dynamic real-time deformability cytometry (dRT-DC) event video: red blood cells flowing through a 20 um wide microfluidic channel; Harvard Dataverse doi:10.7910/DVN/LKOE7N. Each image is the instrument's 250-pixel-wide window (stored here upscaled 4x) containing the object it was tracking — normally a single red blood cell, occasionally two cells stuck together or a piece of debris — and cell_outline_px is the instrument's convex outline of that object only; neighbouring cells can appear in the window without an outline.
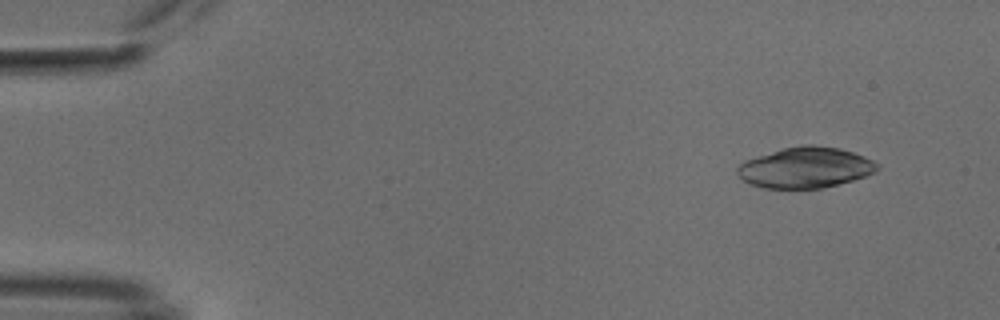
{"species": "common noctule bat (a hibernating species)", "species_latin": "Nyctalus noctula", "temperature_condition": "cold", "stored_images_in_passage": 53, "camera_frame_rate_fps": 3000, "um_per_image_px": 0.085, "animal": {"sex": "male", "body_mass_g": 18.8}, "frame": {"image": 1, "passage_image": 5, "time_ms": 1.333, "image_size_px": [1000, 320], "cell_outline_px": [[880, 168], [864, 176], [852, 180], [820, 188], [764, 188], [748, 184], [736, 172], [736, 168], [744, 160], [784, 148], [800, 144], [812, 144], [840, 148], [864, 156], [872, 160]], "centroid_in_image_um": [68.42, 14.23], "position_along_channel_um": 16.6, "area_um2": 33.0}}